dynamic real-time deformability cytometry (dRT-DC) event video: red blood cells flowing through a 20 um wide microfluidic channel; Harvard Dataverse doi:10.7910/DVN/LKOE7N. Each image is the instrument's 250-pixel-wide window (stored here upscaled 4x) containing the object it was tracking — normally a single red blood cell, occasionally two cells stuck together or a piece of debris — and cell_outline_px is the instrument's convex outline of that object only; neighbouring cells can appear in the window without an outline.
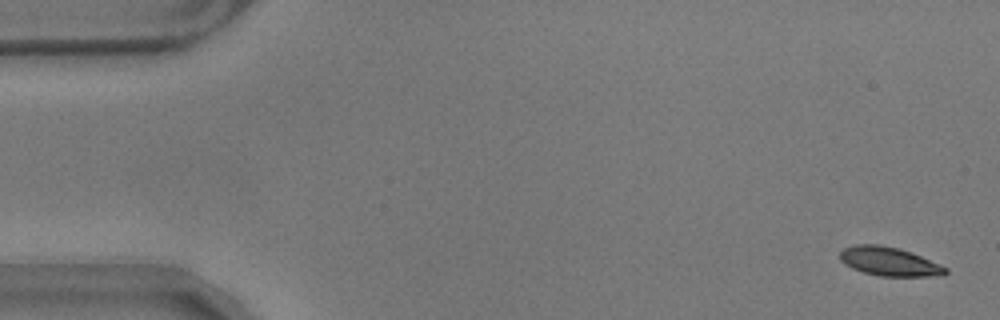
{"species": "common noctule bat (a hibernating species)", "species_latin": "Nyctalus noctula", "temperature_condition": "warm", "stored_images_in_passage": 58, "camera_frame_rate_fps": 3000, "um_per_image_px": 0.085, "animal": {"sex": "male", "body_mass_g": 17.9}, "frame": {"image": 1, "passage_image": 2, "time_ms": 0.333, "image_size_px": [1000, 320], "cell_outline_px": [[948, 272], [944, 276], [880, 276], [864, 272], [852, 268], [844, 264], [840, 260], [840, 252], [844, 248], [856, 244], [880, 244], [900, 248], [912, 252], [940, 264], [948, 268]], "centroid_in_image_um": [75.61, 22.22], "position_along_channel_um": 9.4, "area_um2": 17.92}}
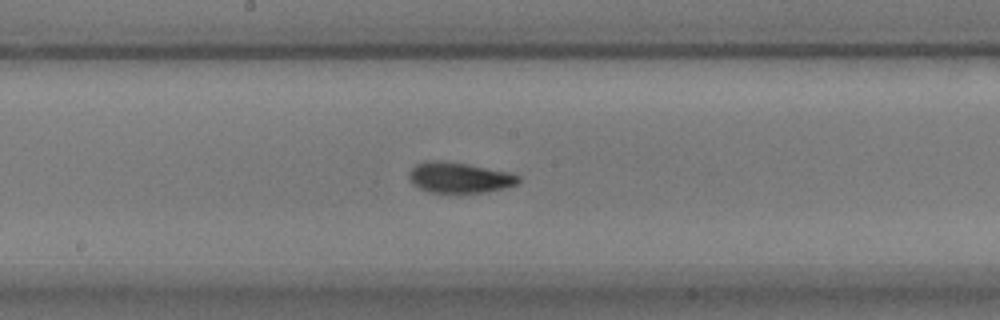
{"frame": {"image": 2, "passage_image": 30, "time_ms": 9.667, "image_size_px": [1000, 320], "cell_outline_px": [[520, 180], [516, 184], [504, 188], [484, 192], [428, 192], [412, 184], [408, 176], [408, 172], [416, 164], [424, 160], [436, 160], [468, 164], [508, 172], [520, 176]], "centroid_in_image_um": [39.0, 15.08], "position_along_channel_um": 209.2, "area_um2": 19.42}}
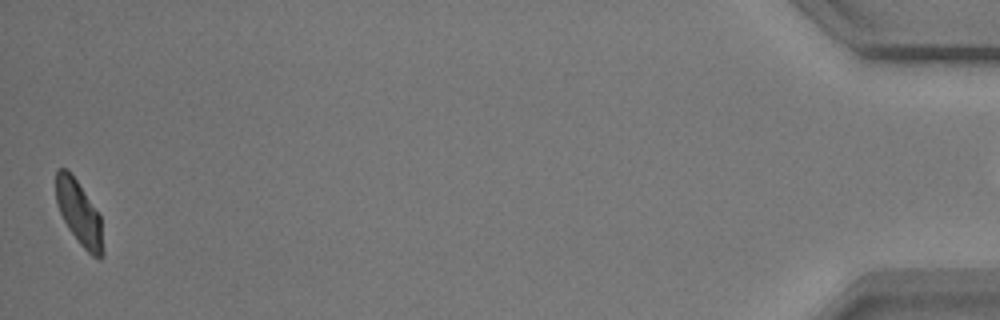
{"frame": {"image": 3, "passage_image": 57, "time_ms": 18.667, "image_size_px": [1000, 320], "cell_outline_px": [[104, 256], [100, 260], [92, 256], [80, 244], [68, 228], [56, 204], [56, 172], [60, 168], [64, 168], [76, 180], [100, 216], [104, 252]], "centroid_in_image_um": [6.73, 18.18], "position_along_channel_um": 428.5, "area_um2": 17.28}}